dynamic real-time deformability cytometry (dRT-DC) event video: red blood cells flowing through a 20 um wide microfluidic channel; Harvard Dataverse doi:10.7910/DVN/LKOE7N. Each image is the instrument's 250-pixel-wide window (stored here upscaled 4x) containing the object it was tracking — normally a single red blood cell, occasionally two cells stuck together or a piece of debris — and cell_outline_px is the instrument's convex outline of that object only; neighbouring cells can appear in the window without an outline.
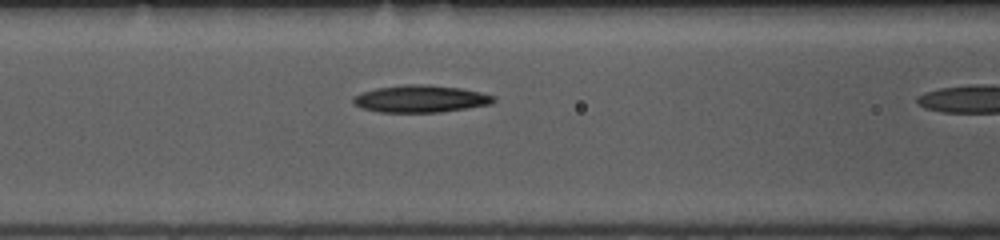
{"species": "common noctule bat (a hibernating species)", "species_latin": "Nyctalus noctula", "temperature_condition": "room temperature", "stored_images_in_passage": 10, "camera_frame_rate_fps": 3000, "um_per_image_px": 0.085, "animal": {"sex": "female", "body_mass_g": 10.0, "forearm_length_mm": 53.1}, "frame": {"image": 1, "passage_image": 9, "time_ms": 2.667, "image_size_px": [1000, 240], "cell_outline_px": [[496, 100], [492, 104], [440, 112], [380, 112], [360, 108], [352, 104], [352, 96], [376, 88], [404, 84], [428, 84], [460, 88], [480, 92], [496, 96]], "centroid_in_image_um": [35.73, 8.39], "position_along_channel_um": 130.9, "area_um2": 22.43}}